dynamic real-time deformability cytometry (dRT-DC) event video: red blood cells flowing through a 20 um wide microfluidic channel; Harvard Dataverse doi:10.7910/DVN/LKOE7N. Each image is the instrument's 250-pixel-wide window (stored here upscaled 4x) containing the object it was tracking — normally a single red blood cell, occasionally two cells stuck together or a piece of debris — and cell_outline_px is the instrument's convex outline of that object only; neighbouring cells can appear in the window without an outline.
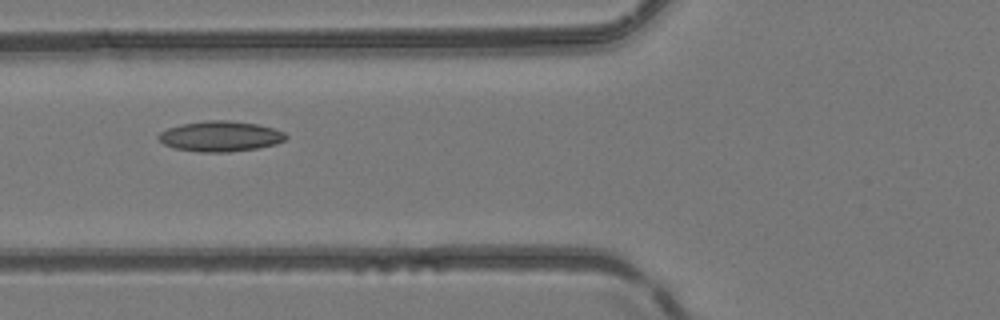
{"species": "common noctule bat (a hibernating species)", "species_latin": "Nyctalus noctula", "temperature_condition": "room temperature", "stored_images_in_passage": 7, "camera_frame_rate_fps": 3000, "um_per_image_px": 0.085, "animal": {"sex": "female", "body_mass_g": 24.6, "forearm_length_mm": 56.2}, "frame": {"image": 1, "passage_image": 6, "time_ms": 6.333, "image_size_px": [1000, 320], "cell_outline_px": [[288, 136], [284, 140], [276, 144], [256, 148], [228, 152], [200, 152], [176, 148], [164, 144], [156, 136], [160, 132], [168, 128], [180, 124], [204, 120], [228, 120], [256, 124], [272, 128], [284, 132]], "centroid_in_image_um": [18.71, 11.58], "position_along_channel_um": 107.1, "area_um2": 22.48}}
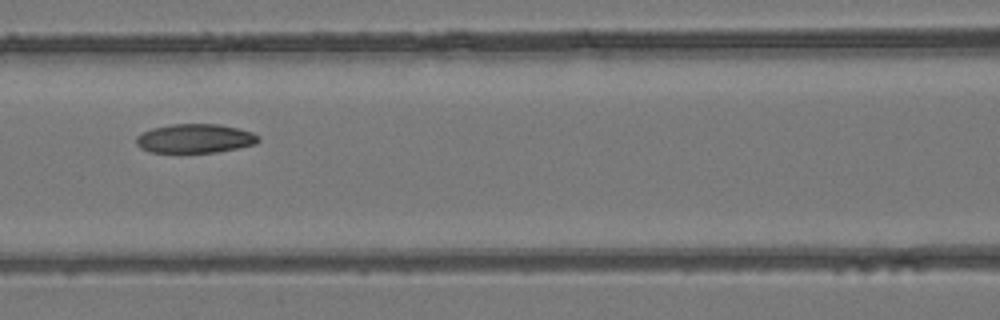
{"frame": {"image": 2, "passage_image": 7, "time_ms": 7.333, "image_size_px": [1000, 320], "cell_outline_px": [[260, 140], [256, 144], [216, 152], [148, 152], [140, 148], [136, 144], [136, 136], [152, 128], [172, 124], [220, 124], [252, 132], [260, 136]], "centroid_in_image_um": [16.57, 11.77], "position_along_channel_um": 150.0, "area_um2": 20.63}}